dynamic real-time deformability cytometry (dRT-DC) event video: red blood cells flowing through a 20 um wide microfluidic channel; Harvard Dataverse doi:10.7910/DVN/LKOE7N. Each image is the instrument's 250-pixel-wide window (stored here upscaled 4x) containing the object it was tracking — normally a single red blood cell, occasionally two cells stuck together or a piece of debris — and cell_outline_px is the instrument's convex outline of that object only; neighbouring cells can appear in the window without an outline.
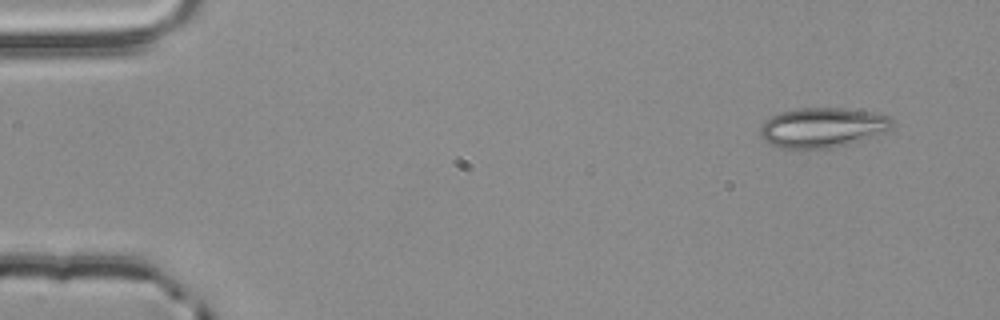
{"species": "common noctule bat (a hibernating species)", "species_latin": "Nyctalus noctula", "temperature_condition": "room temperature", "stored_images_in_passage": 3, "camera_frame_rate_fps": 3000, "um_per_image_px": 0.085, "animal": {"sex": "male", "body_mass_g": 20.4}, "frame": {"image": 1, "passage_image": 1, "time_ms": 0.0, "image_size_px": [1000, 320], "cell_outline_px": [[892, 128], [888, 132], [860, 140], [828, 148], [784, 148], [772, 144], [764, 140], [760, 136], [760, 128], [772, 116], [780, 112], [800, 108], [840, 108], [876, 112], [888, 116], [892, 120]], "centroid_in_image_um": [69.95, 10.83], "position_along_channel_um": 15.1, "area_um2": 30.29}}